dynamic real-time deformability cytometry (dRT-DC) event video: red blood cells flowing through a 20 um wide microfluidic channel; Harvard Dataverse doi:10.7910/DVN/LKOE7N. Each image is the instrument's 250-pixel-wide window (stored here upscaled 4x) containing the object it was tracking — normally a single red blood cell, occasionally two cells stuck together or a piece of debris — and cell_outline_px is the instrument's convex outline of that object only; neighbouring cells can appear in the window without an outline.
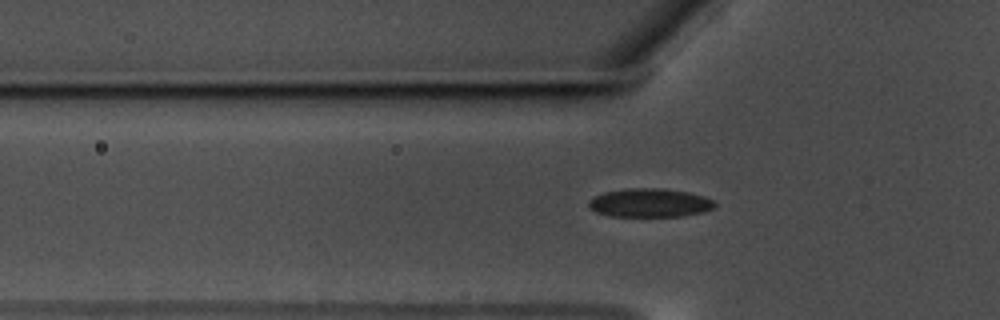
{"species": "common noctule bat (a hibernating species)", "species_latin": "Nyctalus noctula", "temperature_condition": "warm", "stored_images_in_passage": 40, "camera_frame_rate_fps": 3000, "um_per_image_px": 0.085, "animal": {"sex": "male", "body_mass_g": 17.5, "forearm_length_mm": 52.3}, "frame": {"image": 1, "passage_image": 3, "time_ms": 0.667, "image_size_px": [1000, 320], "cell_outline_px": [[716, 204], [712, 208], [704, 212], [684, 216], [608, 216], [596, 212], [588, 208], [588, 200], [592, 196], [604, 192], [628, 188], [656, 188], [688, 192], [704, 196], [712, 200]], "centroid_in_image_um": [55.18, 17.24], "position_along_channel_um": 70.6, "area_um2": 21.15}}
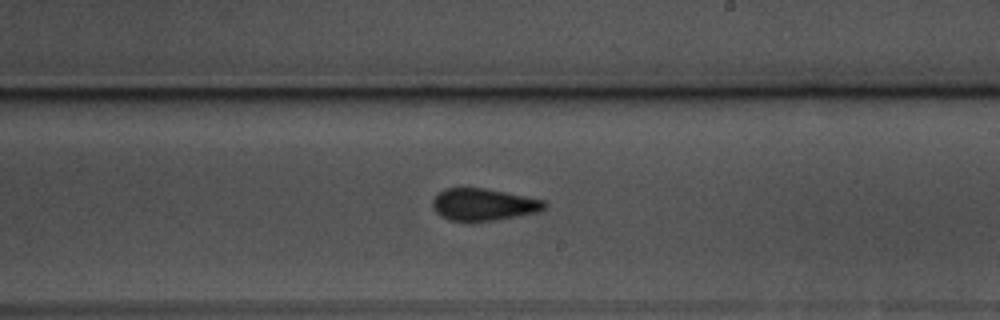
{"frame": {"image": 2, "passage_image": 18, "time_ms": 5.667, "image_size_px": [1000, 320], "cell_outline_px": [[548, 204], [544, 208], [536, 212], [516, 216], [492, 220], [448, 220], [440, 216], [432, 208], [432, 200], [444, 188], [484, 188], [544, 200]], "centroid_in_image_um": [41.06, 17.37], "position_along_channel_um": 247.9, "area_um2": 20.52}}
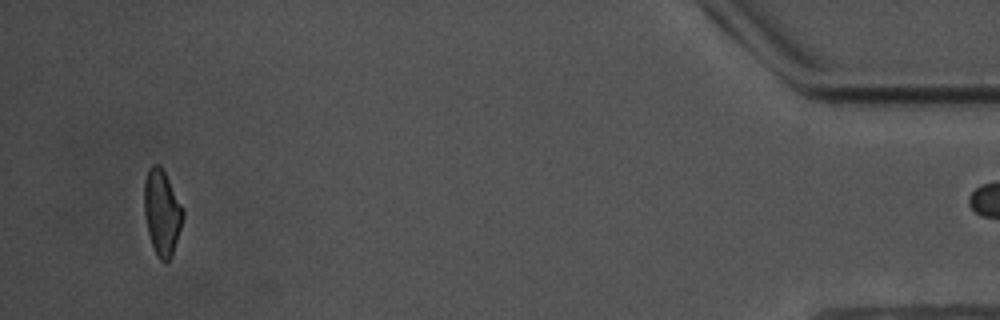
{"frame": {"image": 3, "passage_image": 39, "time_ms": 12.667, "image_size_px": [1000, 320], "cell_outline_px": [[184, 216], [172, 256], [164, 264], [160, 260], [152, 244], [148, 232], [144, 212], [144, 180], [148, 168], [152, 164], [160, 164], [184, 208]], "centroid_in_image_um": [13.77, 18.03], "position_along_channel_um": 421.4, "area_um2": 19.36}}